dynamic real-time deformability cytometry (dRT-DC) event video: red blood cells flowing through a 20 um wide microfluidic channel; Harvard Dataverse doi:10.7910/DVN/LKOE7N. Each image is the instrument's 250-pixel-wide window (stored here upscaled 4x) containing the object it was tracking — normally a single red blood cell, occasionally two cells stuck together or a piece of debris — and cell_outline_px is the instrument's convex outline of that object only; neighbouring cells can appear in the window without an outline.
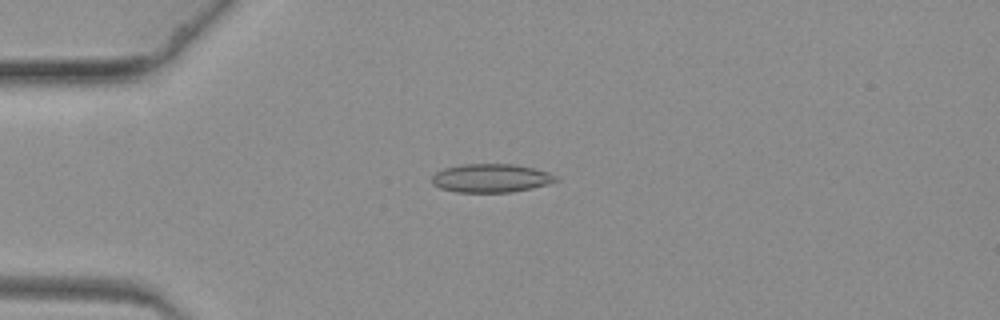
{"species": "common noctule bat (a hibernating species)", "species_latin": "Nyctalus noctula", "temperature_condition": "warm", "stored_images_in_passage": 49, "camera_frame_rate_fps": 3000, "um_per_image_px": 0.085, "animal": {"sex": "female", "body_mass_g": 19.3, "forearm_length_mm": 54.1}, "frame": {"image": 1, "passage_image": 2, "time_ms": 0.333, "image_size_px": [1000, 320], "cell_outline_px": [[560, 180], [548, 184], [532, 188], [512, 192], [456, 192], [440, 188], [432, 184], [432, 176], [436, 172], [444, 168], [464, 164], [512, 164], [532, 168], [548, 172], [556, 176]], "centroid_in_image_um": [41.73, 15.14], "position_along_channel_um": 43.3, "area_um2": 20.58}}
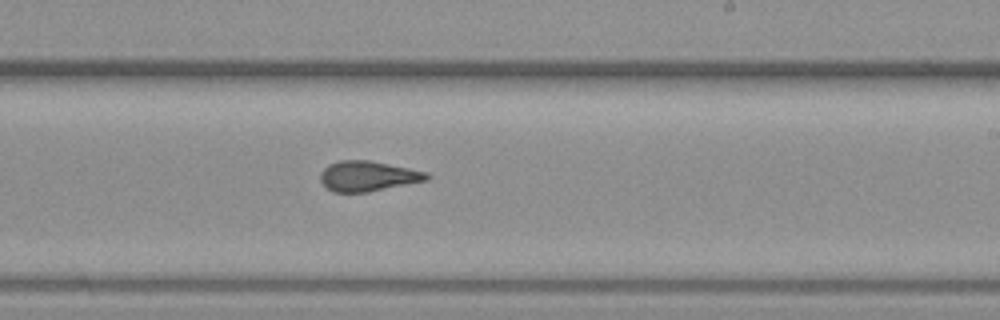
{"frame": {"image": 2, "passage_image": 24, "time_ms": 7.667, "image_size_px": [1000, 320], "cell_outline_px": [[432, 176], [428, 180], [368, 192], [332, 192], [320, 180], [320, 172], [328, 164], [340, 160], [368, 160], [428, 172]], "centroid_in_image_um": [31.27, 14.97], "position_along_channel_um": 257.7, "area_um2": 18.73}}
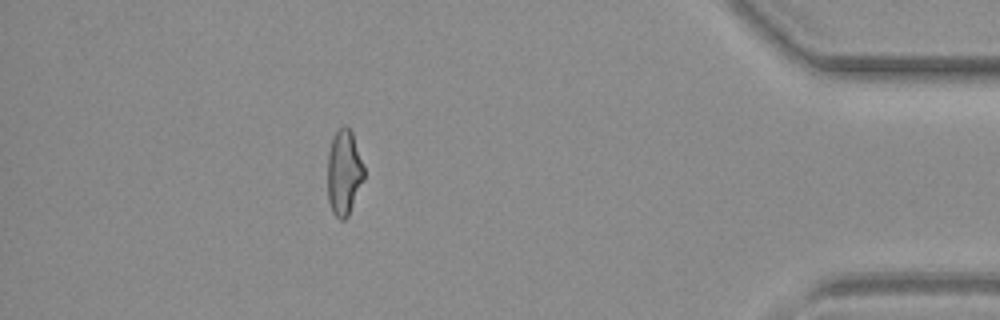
{"frame": {"image": 3, "passage_image": 42, "time_ms": 13.667, "image_size_px": [1000, 320], "cell_outline_px": [[364, 180], [348, 216], [344, 220], [340, 220], [332, 212], [328, 200], [328, 152], [332, 136], [344, 124], [352, 132], [364, 168]], "centroid_in_image_um": [29.23, 14.68], "position_along_channel_um": 406.0, "area_um2": 18.15}}